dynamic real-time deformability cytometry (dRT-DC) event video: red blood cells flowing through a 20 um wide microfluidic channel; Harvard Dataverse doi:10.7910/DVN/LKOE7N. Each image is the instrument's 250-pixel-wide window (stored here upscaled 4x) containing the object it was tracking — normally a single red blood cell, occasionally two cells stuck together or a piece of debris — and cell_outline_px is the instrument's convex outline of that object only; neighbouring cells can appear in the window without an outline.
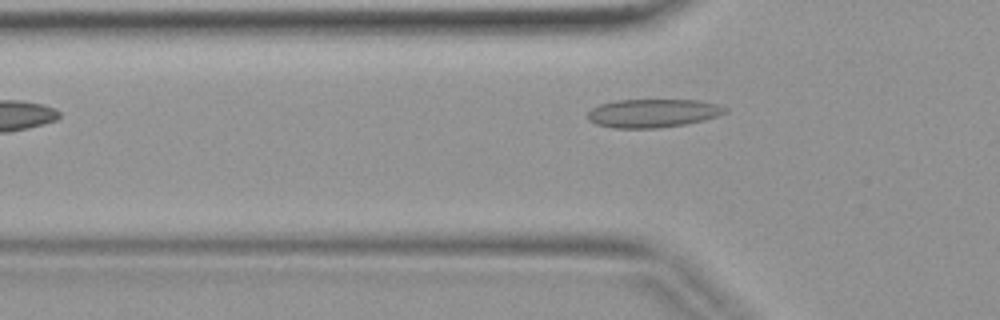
{"species": "common noctule bat (a hibernating species)", "species_latin": "Nyctalus noctula", "temperature_condition": "warm", "stored_images_in_passage": 4, "camera_frame_rate_fps": 3000, "um_per_image_px": 0.085, "animal": {"sex": "female", "body_mass_g": 19.9}, "frame": {"image": 1, "passage_image": 3, "time_ms": 0.667, "image_size_px": [1000, 320], "cell_outline_px": [[728, 112], [704, 120], [684, 124], [660, 128], [612, 128], [596, 124], [588, 120], [588, 112], [592, 108], [600, 104], [616, 100], [700, 100], [720, 104], [728, 108]], "centroid_in_image_um": [55.52, 9.62], "position_along_channel_um": 70.3, "area_um2": 22.95}}
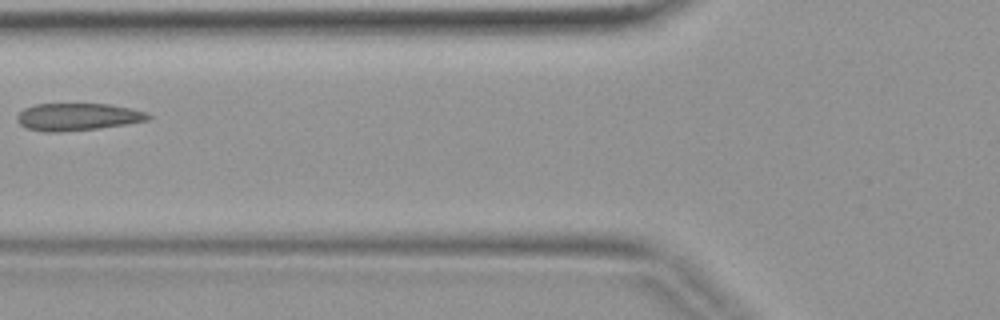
{"frame": {"image": 2, "passage_image": 4, "time_ms": 1.0, "image_size_px": [1000, 320], "cell_outline_px": [[152, 116], [148, 120], [128, 124], [100, 128], [60, 132], [44, 132], [24, 128], [16, 120], [16, 116], [24, 108], [36, 104], [108, 104], [128, 108], [144, 112]], "centroid_in_image_um": [6.55, 9.94], "position_along_channel_um": 119.3, "area_um2": 20.92}}